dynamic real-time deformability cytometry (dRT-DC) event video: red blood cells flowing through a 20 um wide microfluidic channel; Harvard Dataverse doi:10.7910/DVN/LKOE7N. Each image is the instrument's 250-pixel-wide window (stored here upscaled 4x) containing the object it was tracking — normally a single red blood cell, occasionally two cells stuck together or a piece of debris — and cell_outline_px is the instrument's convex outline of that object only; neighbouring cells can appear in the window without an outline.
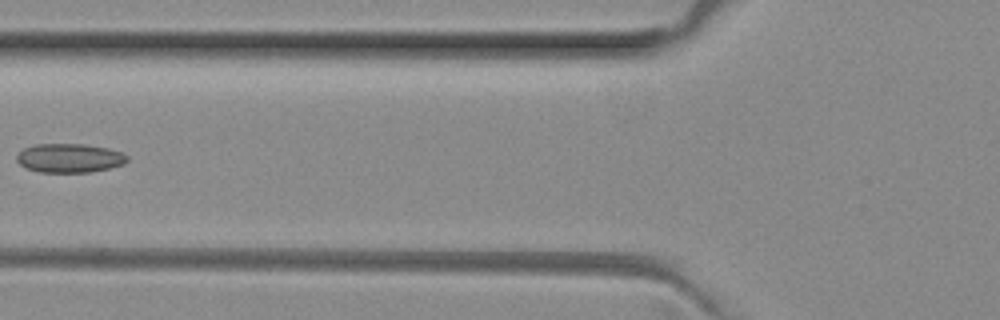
{"species": "common noctule bat (a hibernating species)", "species_latin": "Nyctalus noctula", "temperature_condition": "room temperature", "stored_images_in_passage": 5, "camera_frame_rate_fps": 3000, "um_per_image_px": 0.085, "animal": {"sex": "female", "body_mass_g": 29.2, "forearm_length_mm": 56.3}, "frame": {"image": 1, "passage_image": 5, "time_ms": 1.333, "image_size_px": [1000, 320], "cell_outline_px": [[128, 160], [124, 164], [108, 168], [88, 172], [40, 172], [28, 168], [20, 164], [16, 160], [16, 156], [24, 148], [36, 144], [84, 144], [108, 148], [120, 152], [128, 156]], "centroid_in_image_um": [5.91, 13.43], "position_along_channel_um": 119.9, "area_um2": 18.5}}